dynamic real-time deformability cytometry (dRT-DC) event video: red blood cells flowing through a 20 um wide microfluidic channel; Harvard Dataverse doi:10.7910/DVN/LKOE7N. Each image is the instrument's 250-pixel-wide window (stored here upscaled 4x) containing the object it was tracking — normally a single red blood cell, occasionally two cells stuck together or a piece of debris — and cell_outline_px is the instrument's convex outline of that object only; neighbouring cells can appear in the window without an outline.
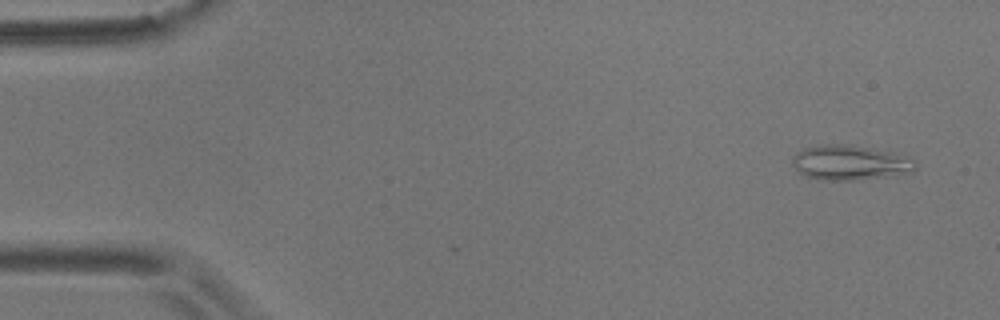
{"species": "common noctule bat (a hibernating species)", "species_latin": "Nyctalus noctula", "temperature_condition": "room temperature", "stored_images_in_passage": 4, "camera_frame_rate_fps": 3000, "um_per_image_px": 0.085, "animal": {"sex": "male", "body_mass_g": 17.9}, "frame": {"image": 1, "passage_image": 1, "time_ms": 0.0, "image_size_px": [1000, 320], "cell_outline_px": [[916, 168], [912, 172], [884, 176], [852, 180], [820, 180], [808, 176], [800, 172], [792, 164], [792, 156], [796, 152], [804, 148], [816, 144], [848, 144], [888, 152], [916, 160]], "centroid_in_image_um": [72.19, 13.81], "position_along_channel_um": 12.8, "area_um2": 24.68}}